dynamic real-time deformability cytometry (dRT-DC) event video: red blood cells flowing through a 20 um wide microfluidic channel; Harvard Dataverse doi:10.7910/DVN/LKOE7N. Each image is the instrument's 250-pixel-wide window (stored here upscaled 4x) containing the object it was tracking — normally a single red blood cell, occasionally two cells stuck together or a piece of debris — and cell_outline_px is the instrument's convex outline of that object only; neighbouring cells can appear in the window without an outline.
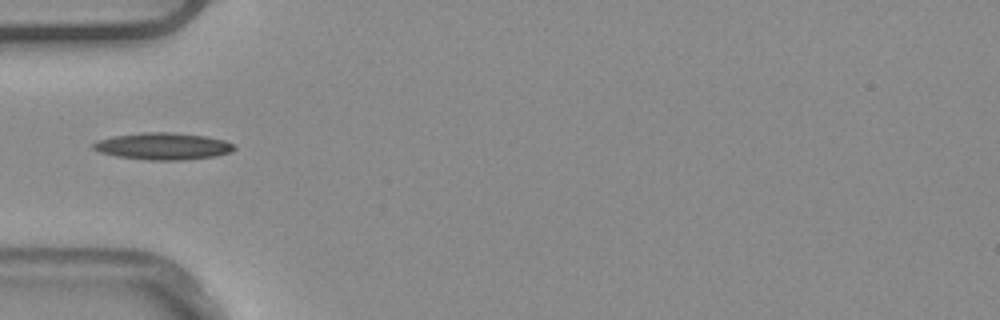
{"species": "common noctule bat (a hibernating species)", "species_latin": "Nyctalus noctula", "temperature_condition": "warm", "stored_images_in_passage": 4, "camera_frame_rate_fps": 3000, "um_per_image_px": 0.085, "animal": {"sex": "male", "body_mass_g": 20.4}, "frame": {"image": 1, "passage_image": 4, "time_ms": 1.0, "image_size_px": [1000, 320], "cell_outline_px": [[236, 148], [232, 152], [216, 156], [184, 160], [148, 160], [116, 156], [100, 152], [92, 148], [92, 144], [100, 140], [116, 136], [148, 132], [168, 132], [204, 136], [224, 140], [236, 144]], "centroid_in_image_um": [13.92, 12.44], "position_along_channel_um": 71.1, "area_um2": 21.96}}